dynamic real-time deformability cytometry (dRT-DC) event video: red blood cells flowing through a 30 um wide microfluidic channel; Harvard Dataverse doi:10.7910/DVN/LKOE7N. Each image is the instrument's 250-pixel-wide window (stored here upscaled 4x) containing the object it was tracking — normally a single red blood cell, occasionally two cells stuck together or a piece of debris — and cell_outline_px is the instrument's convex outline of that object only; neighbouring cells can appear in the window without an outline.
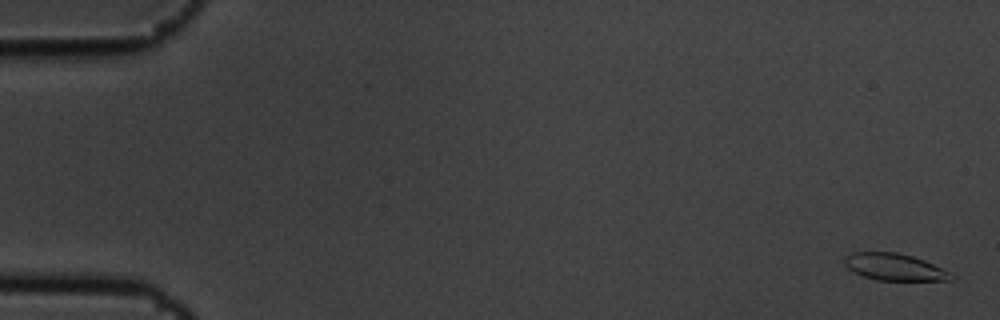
{"species": "common noctule bat (a hibernating species)", "species_latin": "Nyctalus noctula", "temperature_condition": "cold", "stored_images_in_passage": 10, "camera_frame_rate_fps": 3000, "um_per_image_px": 0.085, "animal": {"sex": "male", "body_mass_g": 19.5, "forearm_length_mm": 54.6}, "frame": {"image": 1, "passage_image": 1, "time_ms": 0.0, "image_size_px": [1000, 320], "cell_outline_px": [[956, 276], [952, 280], [876, 280], [852, 272], [844, 264], [844, 256], [852, 252], [896, 252], [912, 256], [924, 260]], "centroid_in_image_um": [75.98, 22.69], "position_along_channel_um": 9.0, "area_um2": 16.65}}
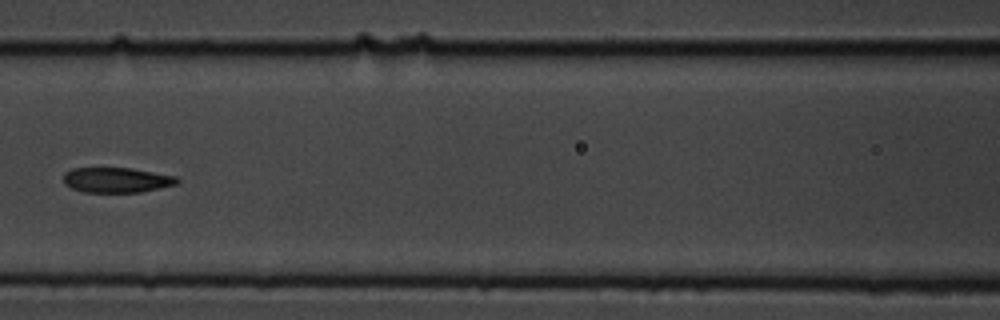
{"frame": {"image": 2, "passage_image": 7, "time_ms": 2.0, "image_size_px": [1000, 320], "cell_outline_px": [[180, 180], [176, 184], [160, 188], [140, 192], [84, 192], [72, 188], [64, 184], [64, 172], [72, 168], [132, 168], [176, 176]], "centroid_in_image_um": [9.91, 15.29], "position_along_channel_um": 156.7, "area_um2": 16.65}}
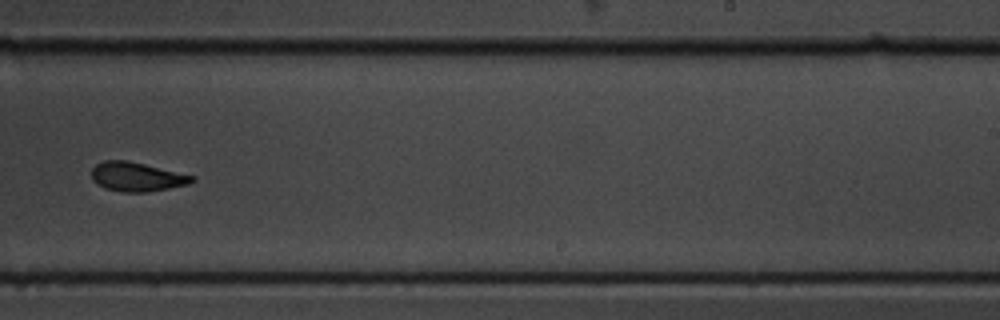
{"frame": {"image": 3, "passage_image": 10, "time_ms": 3.0, "image_size_px": [1000, 320], "cell_outline_px": [[196, 180], [188, 184], [148, 192], [120, 192], [104, 188], [96, 184], [92, 180], [92, 168], [96, 164], [104, 160], [128, 160], [196, 176]], "centroid_in_image_um": [11.61, 15.02], "position_along_channel_um": 277.4, "area_um2": 17.22}}